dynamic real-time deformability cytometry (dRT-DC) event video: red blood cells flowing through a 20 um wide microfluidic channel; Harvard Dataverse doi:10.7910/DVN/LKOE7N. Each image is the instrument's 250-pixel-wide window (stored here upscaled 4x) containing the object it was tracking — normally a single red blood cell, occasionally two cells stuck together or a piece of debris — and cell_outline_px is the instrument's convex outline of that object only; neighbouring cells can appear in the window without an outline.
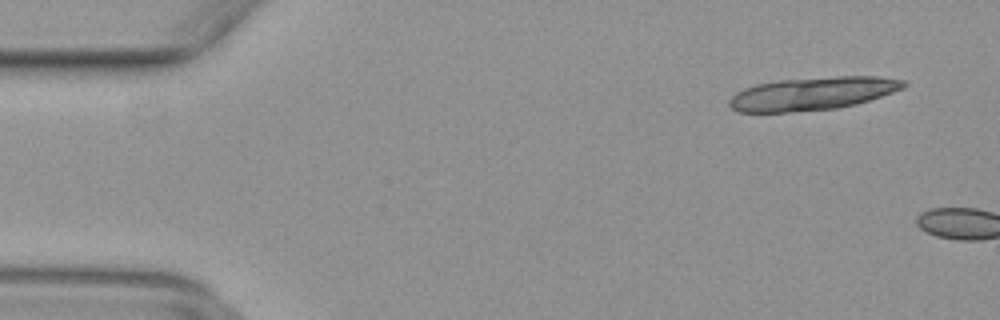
{"species": "common noctule bat (a hibernating species)", "species_latin": "Nyctalus noctula", "temperature_condition": "warm", "stored_images_in_passage": 5, "camera_frame_rate_fps": 3000, "um_per_image_px": 0.085, "animal": {"sex": "female", "body_mass_g": 29.2, "forearm_length_mm": 56.3}, "frame": {"image": 1, "passage_image": 3, "time_ms": 0.667, "image_size_px": [1000, 320], "cell_outline_px": [[908, 84], [904, 88], [856, 104], [836, 108], [788, 112], [736, 112], [728, 104], [728, 100], [736, 92], [744, 88], [756, 84], [776, 80], [836, 76], [880, 76], [908, 80]], "centroid_in_image_um": [69.07, 7.94], "position_along_channel_um": 15.9, "area_um2": 33.76}}